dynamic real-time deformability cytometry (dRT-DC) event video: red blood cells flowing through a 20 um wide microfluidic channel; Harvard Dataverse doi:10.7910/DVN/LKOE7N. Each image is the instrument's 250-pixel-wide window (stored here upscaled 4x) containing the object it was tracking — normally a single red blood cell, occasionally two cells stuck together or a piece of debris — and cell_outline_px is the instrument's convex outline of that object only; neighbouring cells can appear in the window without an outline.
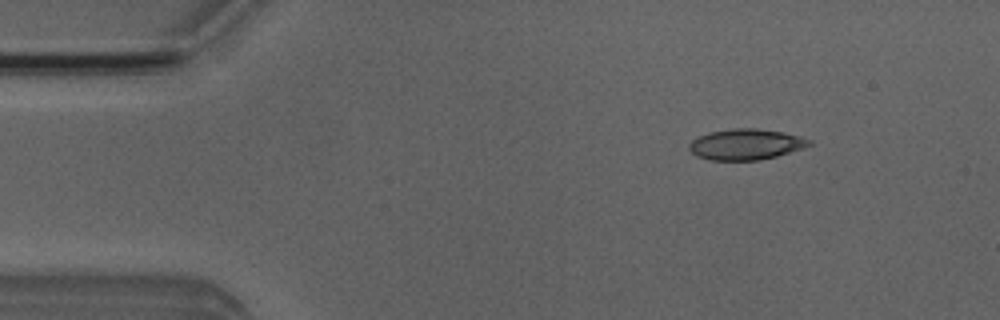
{"species": "Egyptian fruit bat (a non-hibernating species)", "species_latin": "Rousettus aegyptiacus", "temperature_condition": "room temperature", "stored_images_in_passage": 4, "camera_frame_rate_fps": 3000, "um_per_image_px": 0.085, "animal": {"sex": "male"}, "frame": {"image": 1, "passage_image": 2, "time_ms": 1.333, "image_size_px": [1000, 320], "cell_outline_px": [[812, 144], [804, 148], [776, 156], [756, 160], [708, 160], [696, 156], [688, 148], [688, 144], [692, 140], [708, 132], [732, 128], [756, 128], [784, 132], [800, 136], [812, 140]], "centroid_in_image_um": [63.4, 12.26], "position_along_channel_um": 21.6, "area_um2": 21.68}}